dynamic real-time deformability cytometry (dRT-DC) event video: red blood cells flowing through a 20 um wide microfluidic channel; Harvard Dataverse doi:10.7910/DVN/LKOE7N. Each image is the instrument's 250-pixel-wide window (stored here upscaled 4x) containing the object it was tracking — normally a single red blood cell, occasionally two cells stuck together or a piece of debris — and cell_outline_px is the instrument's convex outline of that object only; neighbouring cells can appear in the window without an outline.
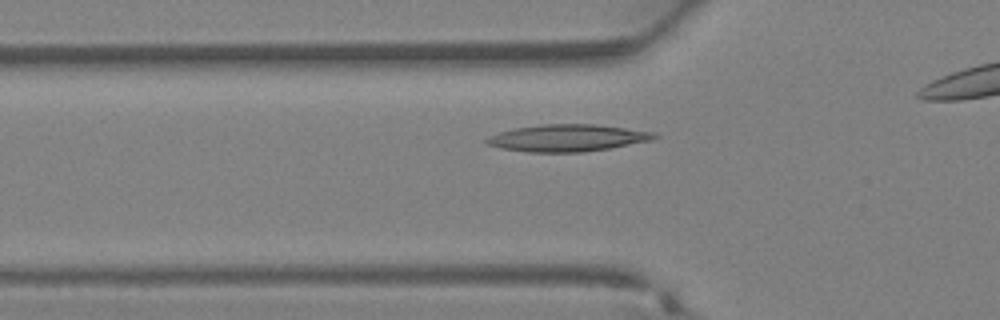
{"species": "Egyptian fruit bat (a non-hibernating species)", "species_latin": "Rousettus aegyptiacus", "temperature_condition": "warm", "stored_images_in_passage": 24, "camera_frame_rate_fps": 3000, "um_per_image_px": 0.085, "animal": {"sex": "female"}, "frame": {"image": 1, "passage_image": 6, "time_ms": 1.667, "image_size_px": [1000, 320], "cell_outline_px": [[660, 136], [652, 140], [608, 148], [584, 152], [528, 152], [500, 148], [488, 144], [484, 140], [488, 136], [500, 132], [516, 128], [540, 124], [592, 124], [656, 132]], "centroid_in_image_um": [48.23, 11.72], "position_along_channel_um": 77.6, "area_um2": 26.24}}
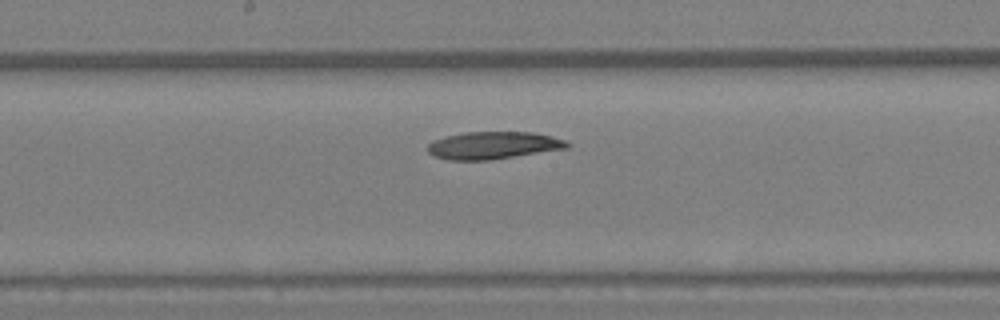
{"frame": {"image": 2, "passage_image": 13, "time_ms": 4.0, "image_size_px": [1000, 320], "cell_outline_px": [[572, 144], [568, 148], [488, 160], [448, 160], [436, 156], [428, 152], [428, 144], [432, 140], [444, 136], [464, 132], [532, 132], [552, 136], [564, 140]], "centroid_in_image_um": [41.91, 12.34], "position_along_channel_um": 206.3, "area_um2": 22.25}}
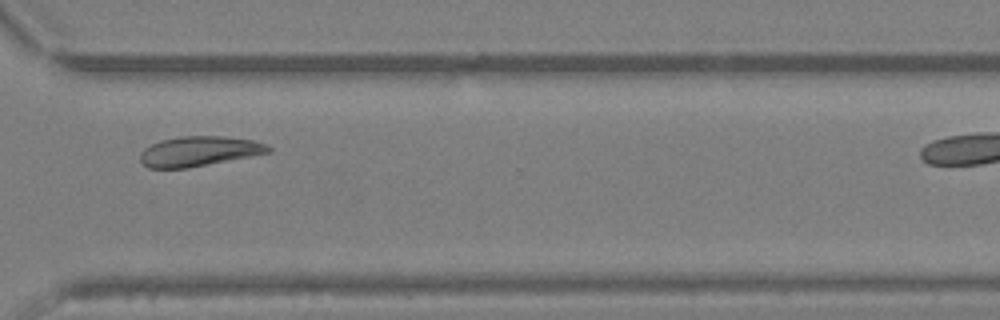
{"frame": {"image": 3, "passage_image": 21, "time_ms": 6.667, "image_size_px": [1000, 320], "cell_outline_px": [[272, 152], [188, 168], [148, 168], [140, 160], [140, 152], [144, 148], [160, 140], [180, 136], [224, 136], [256, 140], [268, 144], [272, 148]], "centroid_in_image_um": [16.95, 12.85], "position_along_channel_um": 353.6, "area_um2": 22.54}}